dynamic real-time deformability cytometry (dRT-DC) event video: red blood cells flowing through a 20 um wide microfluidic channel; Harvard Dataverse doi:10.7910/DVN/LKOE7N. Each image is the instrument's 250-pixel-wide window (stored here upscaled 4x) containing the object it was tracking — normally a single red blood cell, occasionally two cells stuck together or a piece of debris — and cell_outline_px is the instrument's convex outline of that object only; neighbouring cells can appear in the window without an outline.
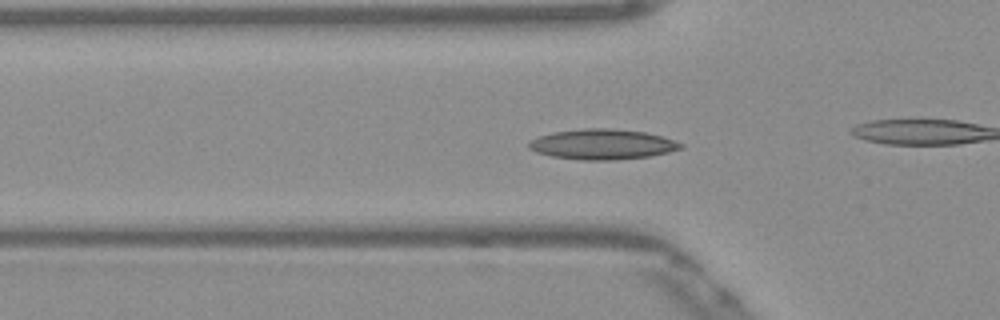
{"species": "Egyptian fruit bat (a non-hibernating species)", "species_latin": "Rousettus aegyptiacus", "temperature_condition": "warm", "stored_images_in_passage": 54, "camera_frame_rate_fps": 3000, "um_per_image_px": 0.085, "frame": {"image": 1, "passage_image": 18, "time_ms": 5.667, "image_size_px": [1000, 320], "cell_outline_px": [[684, 148], [668, 152], [648, 156], [616, 160], [580, 160], [552, 156], [536, 152], [528, 148], [528, 140], [552, 132], [584, 128], [608, 128], [644, 132], [660, 136], [684, 144]], "centroid_in_image_um": [51.16, 12.27], "position_along_channel_um": 74.6, "area_um2": 26.76}}
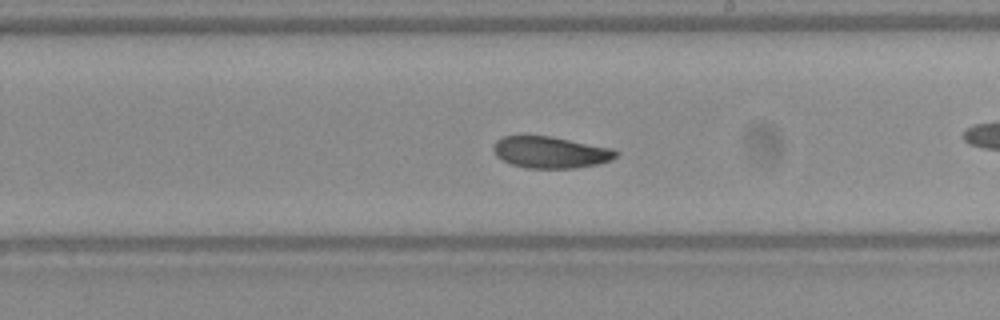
{"frame": {"image": 2, "passage_image": 31, "time_ms": 10.0, "image_size_px": [1000, 320], "cell_outline_px": [[620, 152], [612, 160], [596, 164], [572, 168], [528, 168], [512, 164], [496, 156], [492, 148], [496, 140], [504, 136], [520, 132], [552, 136], [612, 148]], "centroid_in_image_um": [46.74, 12.89], "position_along_channel_um": 242.3, "area_um2": 23.18}}
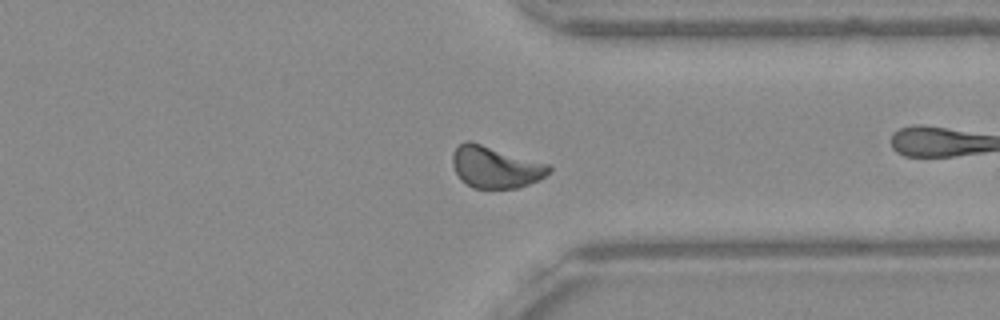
{"frame": {"image": 3, "passage_image": 41, "time_ms": 13.333, "image_size_px": [1000, 320], "cell_outline_px": [[552, 172], [540, 180], [516, 188], [472, 188], [460, 180], [452, 164], [452, 152], [464, 140], [472, 140], [548, 164], [552, 168]], "centroid_in_image_um": [42.1, 14.19], "position_along_channel_um": 369.3, "area_um2": 23.81}, "authors_computed_cell_mechanics": {"area_um2": 23.2645, "velocity_mm_per_s": 3.8446, "shape_relaxation_time_tau1_ms": 7.8954, "shape_relaxation_time_tau2_ms": 4.0605, "deformation_change_tau1": 0.1666, "deformation_change_tau2": 0.0985}}